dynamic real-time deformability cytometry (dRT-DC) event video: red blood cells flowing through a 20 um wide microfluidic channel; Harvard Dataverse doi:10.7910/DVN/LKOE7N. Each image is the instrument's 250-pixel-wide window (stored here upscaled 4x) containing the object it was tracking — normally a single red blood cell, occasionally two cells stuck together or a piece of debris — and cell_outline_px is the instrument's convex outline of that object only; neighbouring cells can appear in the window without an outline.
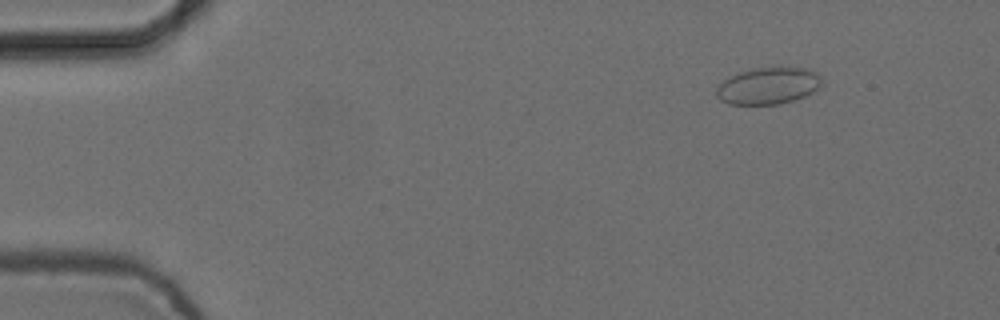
{"species": "common noctule bat (a hibernating species)", "species_latin": "Nyctalus noctula", "temperature_condition": "cold", "stored_images_in_passage": 6, "camera_frame_rate_fps": 3000, "um_per_image_px": 0.085, "animal": {"sex": "female", "body_mass_g": 24.6, "forearm_length_mm": 56.2}, "frame": {"image": 1, "passage_image": 2, "time_ms": 0.333, "image_size_px": [1000, 320], "cell_outline_px": [[820, 84], [812, 92], [804, 96], [780, 104], [728, 104], [720, 100], [716, 96], [716, 88], [724, 80], [740, 72], [752, 68], [804, 68], [816, 72], [820, 76]], "centroid_in_image_um": [65.26, 7.3], "position_along_channel_um": 19.7, "area_um2": 22.2}}
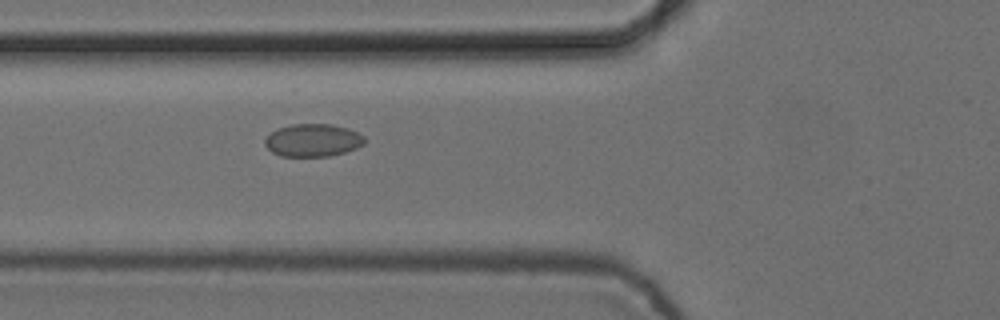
{"frame": {"image": 2, "passage_image": 6, "time_ms": 1.667, "image_size_px": [1000, 320], "cell_outline_px": [[364, 144], [356, 148], [344, 152], [328, 156], [280, 156], [272, 152], [264, 144], [264, 140], [272, 132], [280, 128], [292, 124], [332, 124], [348, 128], [364, 136]], "centroid_in_image_um": [26.59, 11.92], "position_along_channel_um": 99.2, "area_um2": 18.84}}